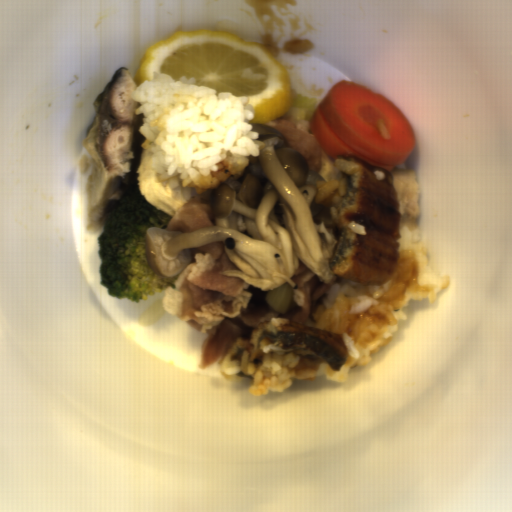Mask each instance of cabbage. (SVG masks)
I'll list each match as a JSON object with an SVG mask.
<instances>
[{
	"label": "cabbage",
	"instance_id": "4295e07d",
	"mask_svg": "<svg viewBox=\"0 0 512 512\" xmlns=\"http://www.w3.org/2000/svg\"><path fill=\"white\" fill-rule=\"evenodd\" d=\"M319 103L314 96L303 94L299 90L292 91L290 95L291 109L282 120L295 122L311 128V117Z\"/></svg>",
	"mask_w": 512,
	"mask_h": 512
}]
</instances>
